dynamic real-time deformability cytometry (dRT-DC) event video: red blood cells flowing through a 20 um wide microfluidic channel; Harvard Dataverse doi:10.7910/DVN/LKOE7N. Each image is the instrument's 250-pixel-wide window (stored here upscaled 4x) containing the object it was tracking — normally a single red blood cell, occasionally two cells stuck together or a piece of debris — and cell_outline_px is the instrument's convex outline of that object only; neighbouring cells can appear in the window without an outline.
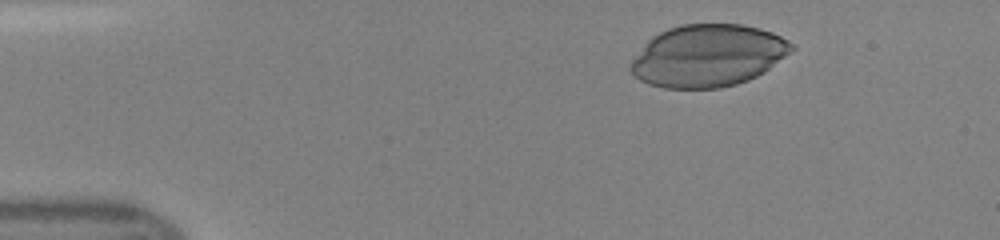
{"species": "human", "species_latin": "Homo sapiens", "temperature_condition": "room temperature", "stored_images_in_passage": 40, "camera_frame_rate_fps": 3000, "um_per_image_px": 0.085, "donor": {"sex": "female"}, "frame": {"image": 1, "passage_image": 1, "time_ms": 0.0, "image_size_px": [1000, 240], "cell_outline_px": [[796, 48], [792, 52], [764, 72], [748, 80], [736, 84], [720, 88], [664, 88], [648, 84], [640, 80], [628, 68], [632, 60], [644, 44], [652, 36], [668, 28], [680, 24], [740, 24], [760, 28], [772, 32], [788, 40]], "centroid_in_image_um": [60.18, 4.73], "position_along_channel_um": 24.8, "area_um2": 58.44}}